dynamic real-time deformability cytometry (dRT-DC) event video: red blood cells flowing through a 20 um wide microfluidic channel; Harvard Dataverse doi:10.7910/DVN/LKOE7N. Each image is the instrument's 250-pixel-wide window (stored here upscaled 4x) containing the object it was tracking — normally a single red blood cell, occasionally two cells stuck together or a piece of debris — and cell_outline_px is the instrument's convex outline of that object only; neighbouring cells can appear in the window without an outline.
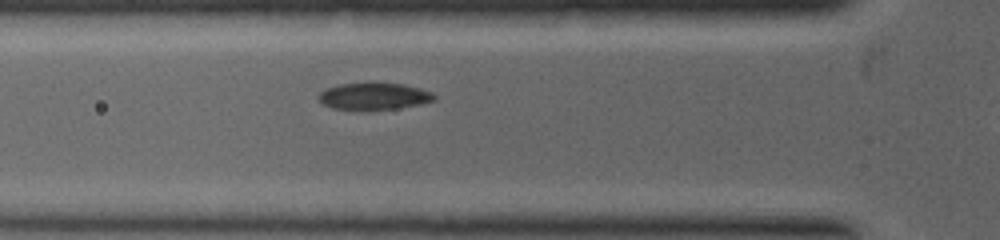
{"species": "common noctule bat (a hibernating species)", "species_latin": "Nyctalus noctula", "temperature_condition": "warm", "stored_images_in_passage": 2, "camera_frame_rate_fps": 5000, "um_per_image_px": 0.085, "animal": {"sex": "female", "body_mass_g": 19.0, "forearm_length_mm": 53.3}, "frame": {"image": 1, "passage_image": 2, "time_ms": 0.4, "image_size_px": [1000, 240], "cell_outline_px": [[436, 100], [420, 104], [396, 108], [332, 108], [324, 104], [316, 96], [324, 88], [340, 84], [404, 84], [420, 88], [432, 92], [436, 96]], "centroid_in_image_um": [31.8, 8.16], "position_along_channel_um": 94.0, "area_um2": 17.46}}